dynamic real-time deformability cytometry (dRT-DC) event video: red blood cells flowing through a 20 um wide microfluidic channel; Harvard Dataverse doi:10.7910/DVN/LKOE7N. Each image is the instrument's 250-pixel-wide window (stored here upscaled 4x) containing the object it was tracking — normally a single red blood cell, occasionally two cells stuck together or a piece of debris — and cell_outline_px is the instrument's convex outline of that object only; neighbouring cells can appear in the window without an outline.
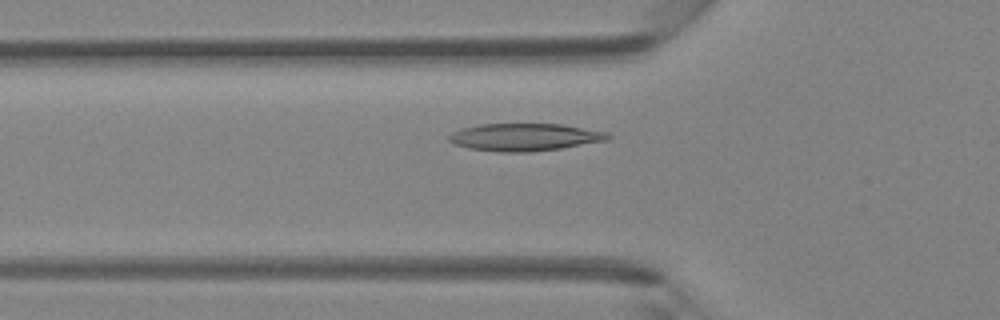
{"species": "Egyptian fruit bat (a non-hibernating species)", "species_latin": "Rousettus aegyptiacus", "temperature_condition": "room temperature", "stored_images_in_passage": 33, "camera_frame_rate_fps": 3000, "um_per_image_px": 0.085, "animal": {"sex": "female"}, "frame": {"image": 1, "passage_image": 3, "time_ms": 0.667, "image_size_px": [1000, 320], "cell_outline_px": [[612, 136], [608, 140], [560, 148], [528, 152], [500, 152], [468, 148], [456, 144], [448, 140], [448, 136], [452, 132], [460, 128], [480, 124], [560, 124], [608, 132]], "centroid_in_image_um": [44.58, 11.65], "position_along_channel_um": 81.2, "area_um2": 25.37}}
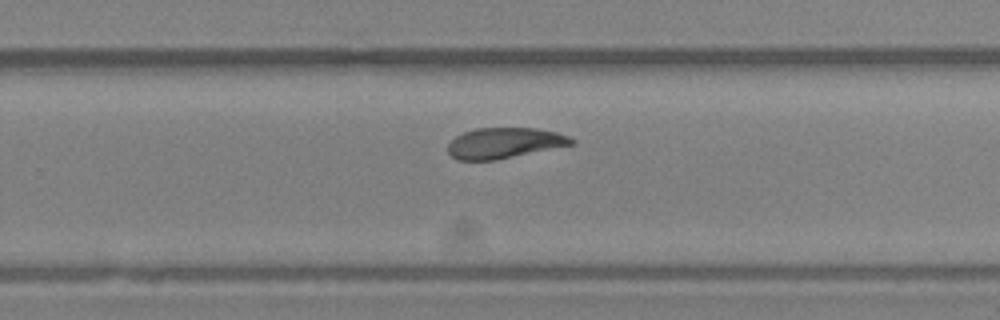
{"frame": {"image": 2, "passage_image": 17, "time_ms": 5.333, "image_size_px": [1000, 320], "cell_outline_px": [[576, 144], [496, 160], [456, 160], [448, 152], [448, 144], [456, 136], [464, 132], [476, 128], [536, 128], [556, 132], [568, 136], [576, 140]], "centroid_in_image_um": [42.9, 12.16], "position_along_channel_um": 286.9, "area_um2": 22.14}}
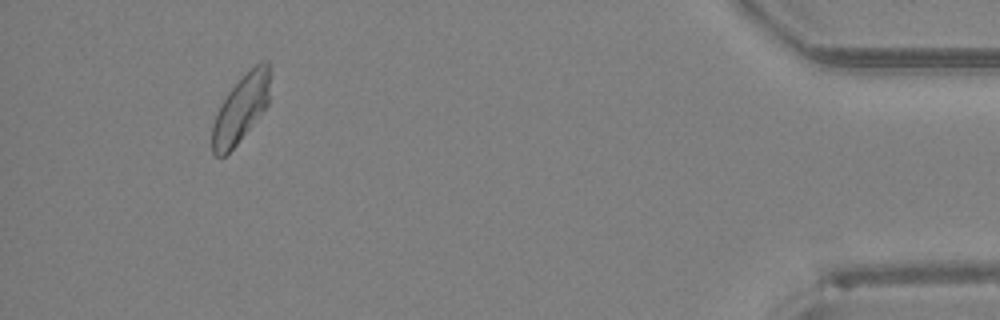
{"frame": {"image": 3, "passage_image": 30, "time_ms": 9.667, "image_size_px": [1000, 320], "cell_outline_px": [[272, 72], [268, 104], [236, 144], [220, 160], [212, 152], [212, 124], [220, 104], [228, 92], [260, 60], [268, 60]], "centroid_in_image_um": [20.49, 9.2], "position_along_channel_um": 414.7, "area_um2": 22.6}}